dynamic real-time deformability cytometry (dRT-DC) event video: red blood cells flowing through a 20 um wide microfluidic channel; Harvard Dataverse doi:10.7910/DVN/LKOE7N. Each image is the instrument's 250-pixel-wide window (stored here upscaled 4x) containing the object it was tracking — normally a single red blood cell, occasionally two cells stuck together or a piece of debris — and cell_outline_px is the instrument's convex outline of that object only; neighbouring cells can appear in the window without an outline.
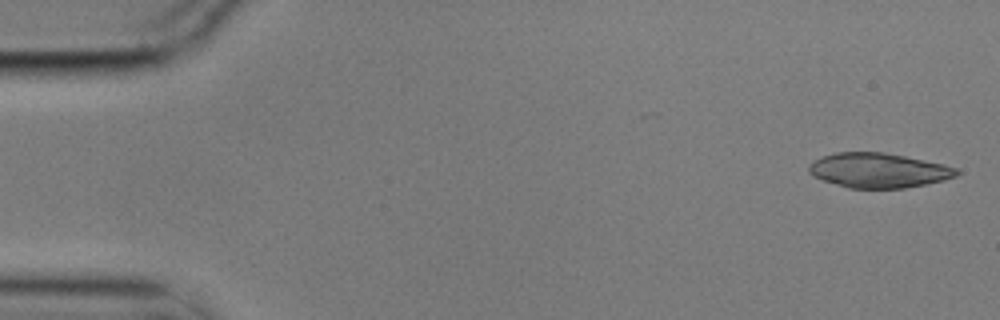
{"species": "common noctule bat (a hibernating species)", "species_latin": "Nyctalus noctula", "temperature_condition": "cold", "stored_images_in_passage": 5, "segment_of_instrument_passage": [1, 2], "camera_frame_rate_fps": 3000, "um_per_image_px": 0.085, "animal": {"sex": "male", "body_mass_g": 17.9}, "frame": {"image": 1, "passage_image": 1, "time_ms": 0.0, "image_size_px": [1000, 320], "cell_outline_px": [[960, 172], [956, 176], [944, 180], [904, 188], [848, 188], [812, 176], [808, 172], [808, 168], [816, 160], [824, 156], [836, 152], [884, 152], [944, 164], [956, 168]], "centroid_in_image_um": [74.68, 14.48], "position_along_channel_um": 10.3, "area_um2": 29.59}}